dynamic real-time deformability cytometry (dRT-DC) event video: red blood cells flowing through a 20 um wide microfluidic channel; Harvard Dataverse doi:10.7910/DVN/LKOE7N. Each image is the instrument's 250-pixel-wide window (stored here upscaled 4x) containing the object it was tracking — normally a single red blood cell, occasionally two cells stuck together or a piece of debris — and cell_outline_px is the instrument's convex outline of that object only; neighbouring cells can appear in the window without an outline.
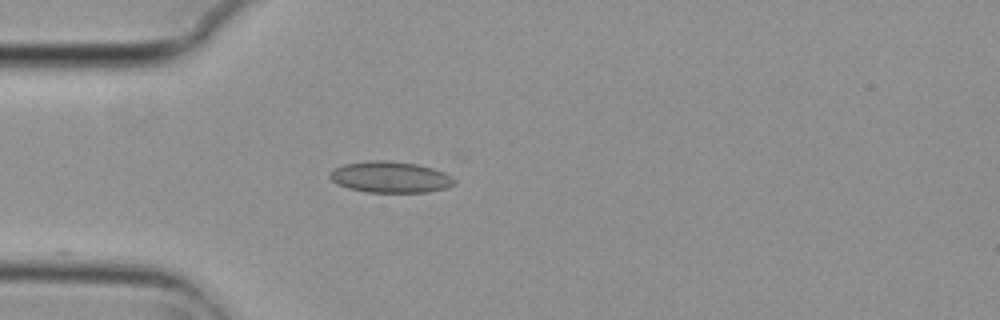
{"species": "common noctule bat (a hibernating species)", "species_latin": "Nyctalus noctula", "temperature_condition": "cold", "stored_images_in_passage": 4, "camera_frame_rate_fps": 3000, "um_per_image_px": 0.085, "animal": {"sex": "female", "body_mass_g": 29.2, "forearm_length_mm": 56.3}, "frame": {"image": 1, "passage_image": 4, "time_ms": 1.0, "image_size_px": [1000, 320], "cell_outline_px": [[456, 180], [448, 188], [428, 192], [368, 192], [348, 188], [336, 184], [328, 176], [328, 172], [344, 164], [372, 160], [384, 160], [416, 164], [432, 168], [444, 172], [452, 176]], "centroid_in_image_um": [33.16, 15.06], "position_along_channel_um": 51.8, "area_um2": 22.66}}